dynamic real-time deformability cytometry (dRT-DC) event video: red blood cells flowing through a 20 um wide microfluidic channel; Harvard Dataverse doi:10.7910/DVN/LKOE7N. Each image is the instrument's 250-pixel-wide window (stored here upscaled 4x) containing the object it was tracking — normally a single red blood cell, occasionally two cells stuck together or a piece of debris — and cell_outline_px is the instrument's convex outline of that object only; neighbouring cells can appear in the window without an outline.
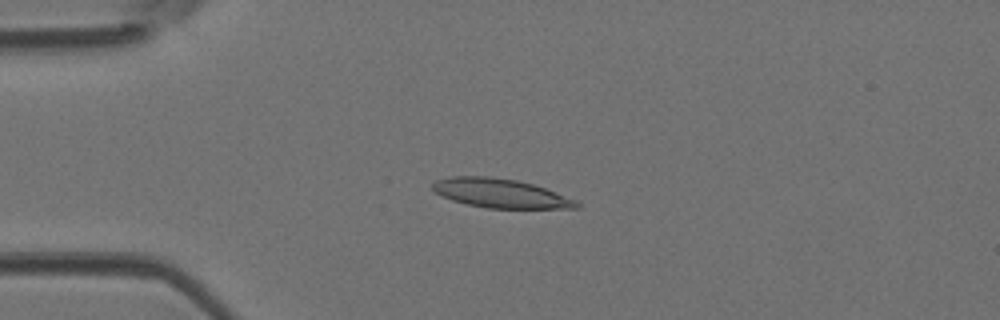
{"species": "Egyptian fruit bat (a non-hibernating species)", "species_latin": "Rousettus aegyptiacus", "temperature_condition": "room temperature", "stored_images_in_passage": 17, "camera_frame_rate_fps": 3000, "um_per_image_px": 0.085, "animal": {"sex": "female"}, "frame": {"image": 1, "passage_image": 12, "time_ms": 3.667, "image_size_px": [1000, 320], "cell_outline_px": [[580, 208], [488, 208], [468, 204], [452, 200], [436, 192], [432, 188], [432, 184], [436, 180], [452, 176], [488, 176], [516, 180], [532, 184], [544, 188], [576, 200], [580, 204]], "centroid_in_image_um": [42.54, 16.42], "position_along_channel_um": 42.5, "area_um2": 24.04}}
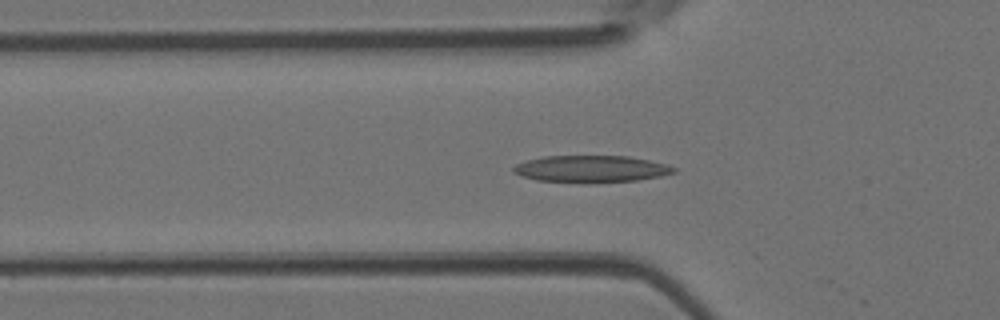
{"frame": {"image": 2, "passage_image": 16, "time_ms": 5.0, "image_size_px": [1000, 320], "cell_outline_px": [[676, 172], [660, 176], [636, 180], [536, 180], [512, 172], [512, 168], [516, 164], [528, 160], [544, 156], [628, 156], [668, 164], [676, 168]], "centroid_in_image_um": [50.27, 14.31], "position_along_channel_um": 75.5, "area_um2": 23.93}}